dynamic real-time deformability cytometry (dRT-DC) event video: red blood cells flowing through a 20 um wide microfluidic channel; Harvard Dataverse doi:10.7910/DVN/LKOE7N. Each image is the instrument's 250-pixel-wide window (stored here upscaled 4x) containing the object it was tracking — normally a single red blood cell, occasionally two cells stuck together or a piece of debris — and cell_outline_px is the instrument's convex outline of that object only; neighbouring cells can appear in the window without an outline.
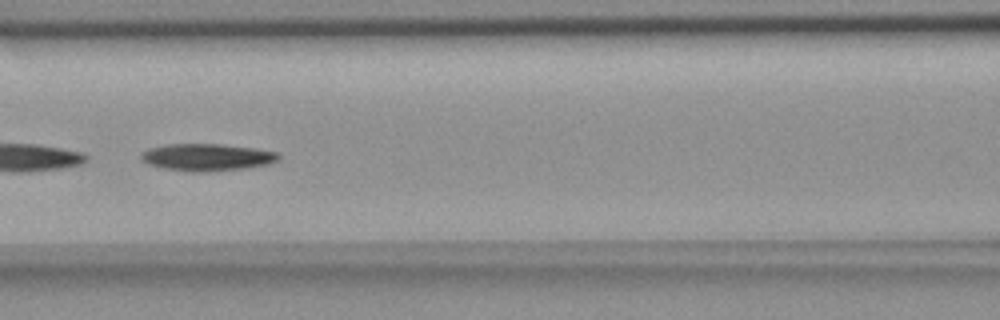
{"species": "common noctule bat (a hibernating species)", "species_latin": "Nyctalus noctula", "temperature_condition": "room temperature", "stored_images_in_passage": 53, "camera_frame_rate_fps": 3000, "um_per_image_px": 0.085, "animal": {"sex": "female", "body_mass_g": 18.4}, "frame": {"image": 1, "passage_image": 23, "time_ms": 7.333, "image_size_px": [1000, 320], "cell_outline_px": [[280, 156], [276, 160], [268, 164], [244, 168], [204, 172], [192, 172], [160, 168], [148, 164], [140, 160], [140, 152], [148, 148], [164, 144], [220, 144], [256, 148], [280, 152]], "centroid_in_image_um": [17.53, 13.36], "position_along_channel_um": 149.1, "area_um2": 22.02}, "authors_computed_cell_mechanics": {"area_um2": 21.964, "velocity_mm_per_s": 3.6544, "shape_relaxation_time_tau1_ms": 6.641, "shape_relaxation_time_tau2_ms": null, "deformation_change_tau1": 0.1769, "deformation_change_tau2": null}}